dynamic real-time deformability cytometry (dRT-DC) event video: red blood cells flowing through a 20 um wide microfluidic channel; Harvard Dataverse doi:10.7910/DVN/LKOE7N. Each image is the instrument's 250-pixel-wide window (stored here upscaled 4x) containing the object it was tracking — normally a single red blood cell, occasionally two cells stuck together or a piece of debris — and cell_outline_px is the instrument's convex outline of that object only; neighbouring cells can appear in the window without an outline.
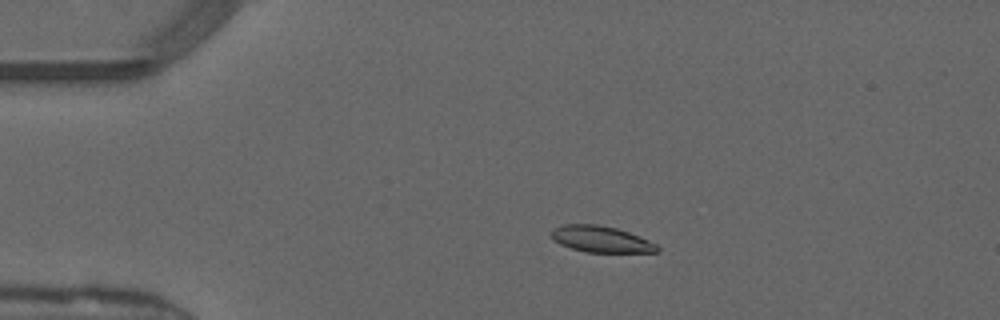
{"species": "common noctule bat (a hibernating species)", "species_latin": "Nyctalus noctula", "temperature_condition": "warm", "stored_images_in_passage": 50, "camera_frame_rate_fps": 3000, "um_per_image_px": 0.085, "animal": {"sex": "male", "forearm_length_mm": 52.5}, "frame": {"image": 1, "passage_image": 10, "time_ms": 3.0, "image_size_px": [1000, 320], "cell_outline_px": [[660, 252], [584, 252], [560, 244], [552, 240], [548, 232], [552, 228], [564, 224], [596, 224], [616, 228], [640, 236], [656, 244], [660, 248]], "centroid_in_image_um": [51.03, 20.32], "position_along_channel_um": 34.0, "area_um2": 16.42}}
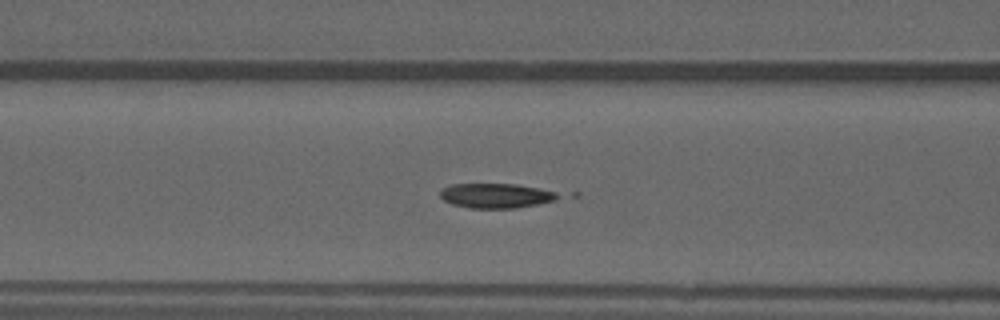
{"frame": {"image": 2, "passage_image": 20, "time_ms": 6.333, "image_size_px": [1000, 320], "cell_outline_px": [[564, 196], [556, 200], [516, 208], [468, 208], [452, 204], [444, 200], [440, 196], [440, 192], [444, 188], [452, 184], [516, 184], [540, 188], [556, 192]], "centroid_in_image_um": [42.2, 16.63], "position_along_channel_um": 124.4, "area_um2": 16.99}}
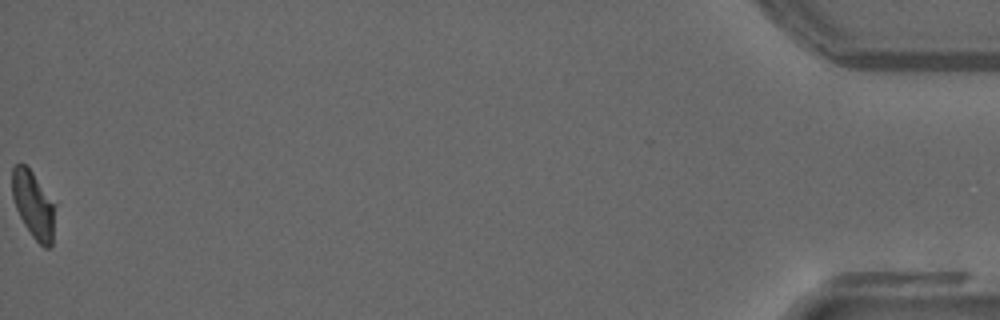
{"frame": {"image": 3, "passage_image": 50, "time_ms": 16.333, "image_size_px": [1000, 320], "cell_outline_px": [[56, 204], [52, 244], [48, 248], [44, 248], [32, 236], [24, 224], [16, 208], [12, 196], [12, 168], [16, 164], [24, 164], [32, 172]], "centroid_in_image_um": [2.86, 17.42], "position_along_channel_um": 432.3, "area_um2": 16.76}}